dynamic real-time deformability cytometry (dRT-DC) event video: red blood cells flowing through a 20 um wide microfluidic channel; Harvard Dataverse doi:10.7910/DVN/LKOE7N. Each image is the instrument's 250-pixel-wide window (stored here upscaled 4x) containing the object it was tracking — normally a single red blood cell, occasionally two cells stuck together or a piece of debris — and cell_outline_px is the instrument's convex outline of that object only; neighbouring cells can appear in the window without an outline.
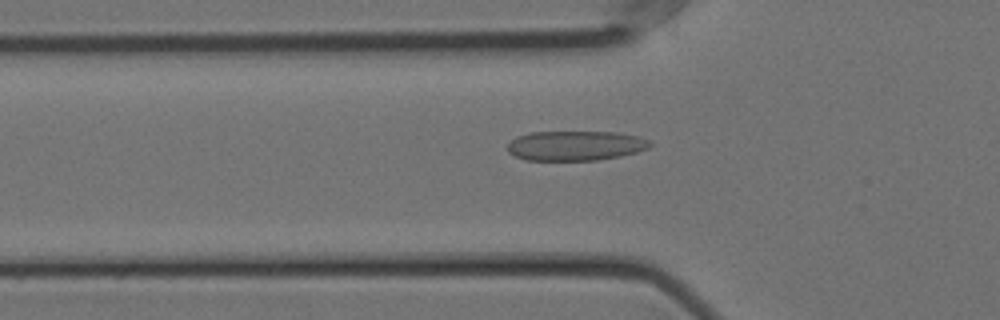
{"species": "Egyptian fruit bat (a non-hibernating species)", "species_latin": "Rousettus aegyptiacus", "temperature_condition": "cold", "stored_images_in_passage": 55, "camera_frame_rate_fps": 3000, "um_per_image_px": 0.085, "animal": {"sex": "female"}, "frame": {"image": 1, "passage_image": 18, "time_ms": 5.667, "image_size_px": [1000, 320], "cell_outline_px": [[652, 144], [648, 148], [636, 152], [620, 156], [596, 160], [524, 160], [508, 152], [508, 144], [516, 136], [532, 132], [616, 132], [636, 136], [652, 140]], "centroid_in_image_um": [48.92, 12.38], "position_along_channel_um": 76.9, "area_um2": 24.68}}
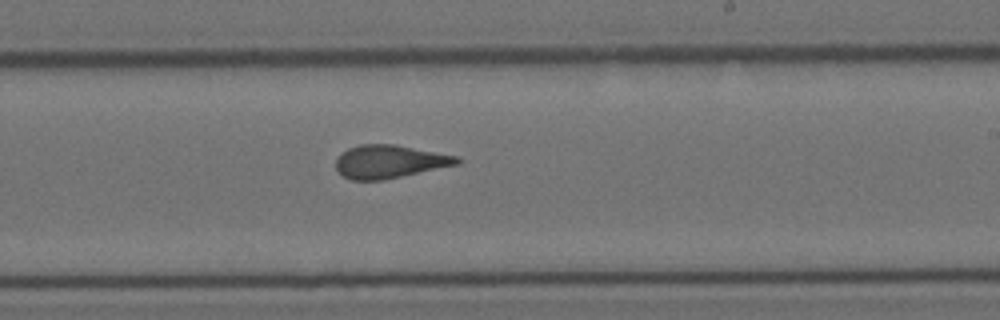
{"frame": {"image": 2, "passage_image": 33, "time_ms": 10.667, "image_size_px": [1000, 320], "cell_outline_px": [[464, 160], [460, 164], [384, 180], [352, 180], [344, 176], [336, 168], [336, 160], [340, 152], [348, 148], [360, 144], [396, 144], [460, 156]], "centroid_in_image_um": [33.17, 13.72], "position_along_channel_um": 255.8, "area_um2": 23.76}}
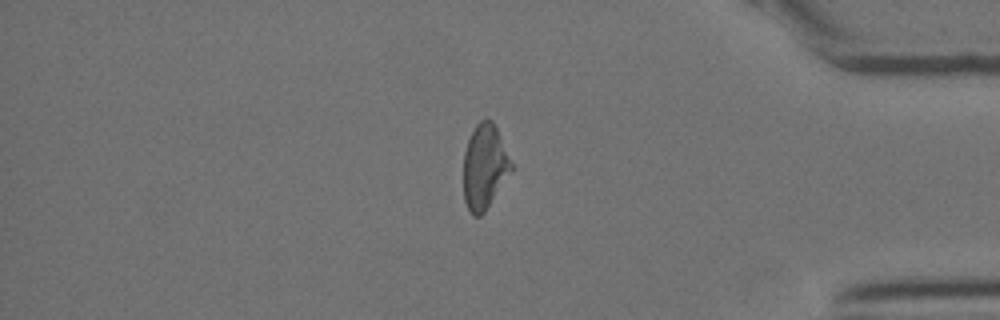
{"frame": {"image": 3, "passage_image": 47, "time_ms": 15.333, "image_size_px": [1000, 320], "cell_outline_px": [[512, 172], [484, 212], [480, 216], [472, 216], [464, 200], [464, 152], [468, 140], [476, 124], [480, 120], [492, 120], [496, 128], [512, 164]], "centroid_in_image_um": [41.18, 14.2], "position_along_channel_um": 394.0, "area_um2": 23.29}}